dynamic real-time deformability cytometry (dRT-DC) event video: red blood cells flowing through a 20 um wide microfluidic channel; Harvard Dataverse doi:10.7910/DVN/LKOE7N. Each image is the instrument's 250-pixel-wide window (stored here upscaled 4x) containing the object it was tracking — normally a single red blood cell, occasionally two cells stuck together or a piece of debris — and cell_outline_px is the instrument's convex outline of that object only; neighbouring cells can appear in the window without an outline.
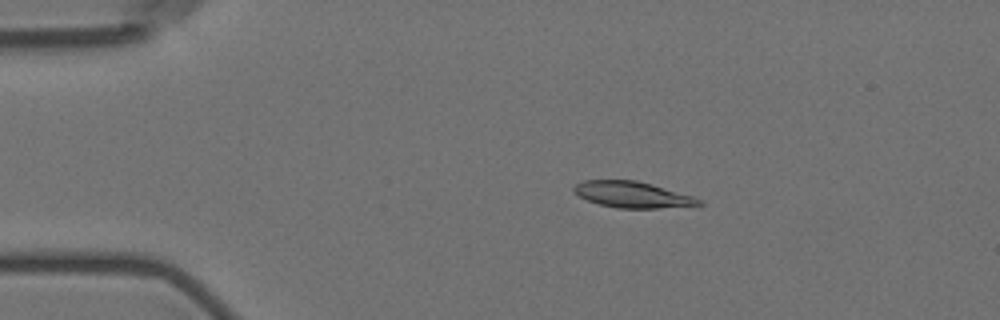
{"species": "Egyptian fruit bat (a non-hibernating species)", "species_latin": "Rousettus aegyptiacus", "temperature_condition": "room temperature", "stored_images_in_passage": 6, "camera_frame_rate_fps": 3000, "um_per_image_px": 0.085, "animal": {"sex": "female"}, "frame": {"image": 1, "passage_image": 2, "time_ms": 1.0, "image_size_px": [1000, 320], "cell_outline_px": [[704, 204], [660, 208], [616, 208], [600, 204], [588, 200], [580, 196], [572, 188], [576, 184], [584, 180], [636, 180], [652, 184], [692, 196], [704, 200]], "centroid_in_image_um": [53.78, 16.54], "position_along_channel_um": 31.2, "area_um2": 18.84}}
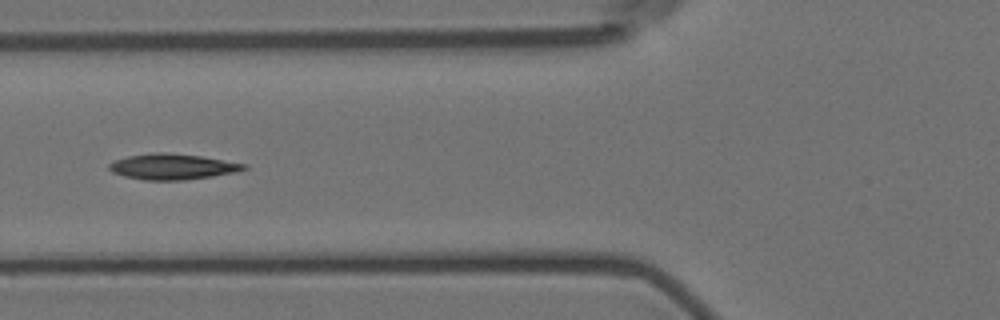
{"frame": {"image": 2, "passage_image": 5, "time_ms": 4.667, "image_size_px": [1000, 320], "cell_outline_px": [[248, 168], [236, 172], [212, 176], [184, 180], [144, 180], [124, 176], [112, 172], [108, 168], [108, 164], [112, 160], [128, 156], [152, 152], [164, 152], [200, 156], [248, 164]], "centroid_in_image_um": [14.63, 14.16], "position_along_channel_um": 111.2, "area_um2": 20.29}}
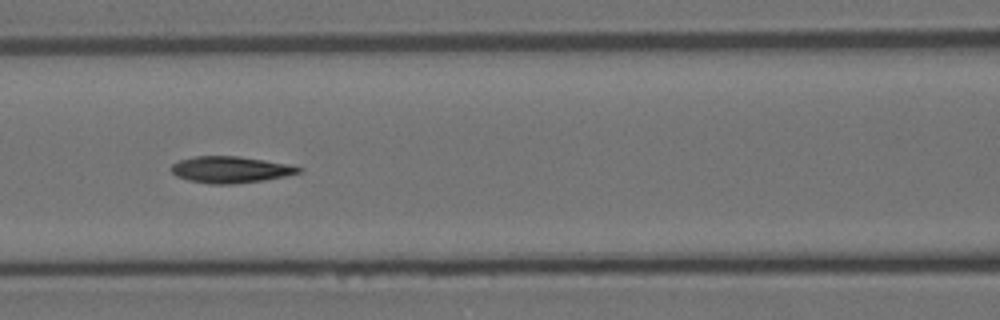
{"frame": {"image": 3, "passage_image": 6, "time_ms": 5.667, "image_size_px": [1000, 320], "cell_outline_px": [[304, 168], [300, 172], [284, 176], [264, 180], [232, 184], [208, 184], [188, 180], [176, 176], [168, 168], [172, 164], [180, 160], [196, 156], [240, 156], [288, 164]], "centroid_in_image_um": [19.56, 14.42], "position_along_channel_um": 147.0, "area_um2": 19.71}}